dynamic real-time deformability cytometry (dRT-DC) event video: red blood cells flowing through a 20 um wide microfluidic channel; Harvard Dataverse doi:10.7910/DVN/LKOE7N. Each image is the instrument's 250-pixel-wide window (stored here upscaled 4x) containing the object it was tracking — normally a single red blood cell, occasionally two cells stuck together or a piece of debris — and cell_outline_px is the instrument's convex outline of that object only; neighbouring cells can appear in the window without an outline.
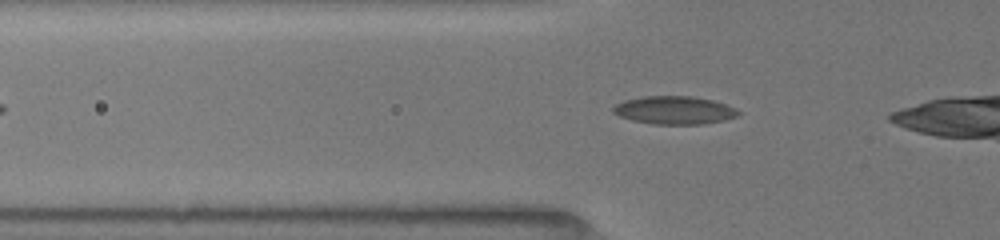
{"species": "common noctule bat (a hibernating species)", "species_latin": "Nyctalus noctula", "temperature_condition": "room temperature", "stored_images_in_passage": 31, "camera_frame_rate_fps": 3000, "um_per_image_px": 0.085, "animal": {"sex": "female", "body_mass_g": 19.5, "forearm_length_mm": 54.1}, "frame": {"image": 1, "passage_image": 6, "time_ms": 1.667, "image_size_px": [1000, 240], "cell_outline_px": [[740, 116], [724, 120], [704, 124], [652, 124], [632, 120], [620, 116], [612, 112], [612, 108], [616, 104], [624, 100], [644, 96], [692, 96], [712, 100], [736, 108], [740, 112]], "centroid_in_image_um": [57.33, 9.37], "position_along_channel_um": 68.5, "area_um2": 20.52}}
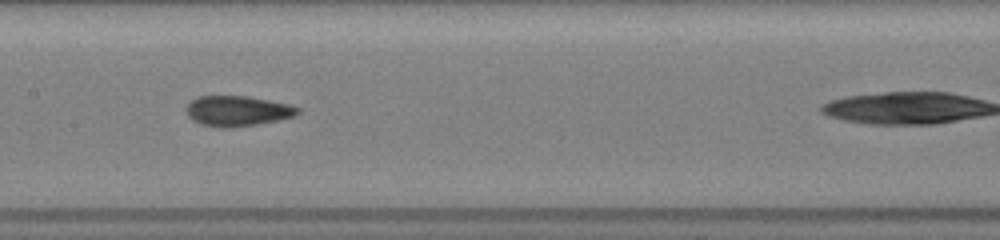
{"frame": {"image": 2, "passage_image": 15, "time_ms": 4.667, "image_size_px": [1000, 240], "cell_outline_px": [[300, 112], [296, 116], [256, 124], [228, 128], [220, 128], [200, 124], [192, 120], [188, 116], [184, 108], [196, 96], [248, 96], [288, 104], [300, 108]], "centroid_in_image_um": [20.15, 9.43], "position_along_channel_um": 187.3, "area_um2": 19.77}}
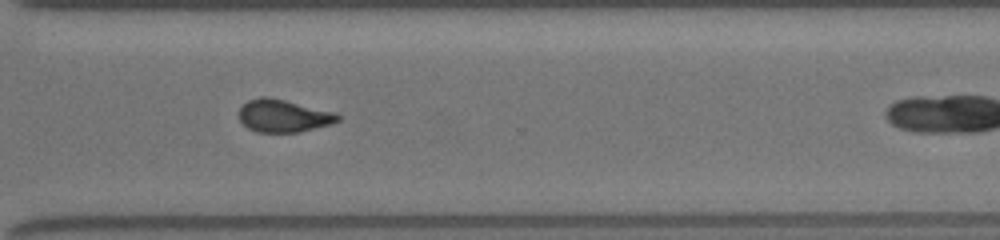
{"frame": {"image": 3, "passage_image": 27, "time_ms": 8.667, "image_size_px": [1000, 240], "cell_outline_px": [[340, 120], [332, 124], [296, 132], [256, 132], [248, 128], [240, 120], [240, 108], [248, 100], [260, 96], [268, 96], [336, 112], [340, 116]], "centroid_in_image_um": [24.1, 9.84], "position_along_channel_um": 346.5, "area_um2": 18.73}}